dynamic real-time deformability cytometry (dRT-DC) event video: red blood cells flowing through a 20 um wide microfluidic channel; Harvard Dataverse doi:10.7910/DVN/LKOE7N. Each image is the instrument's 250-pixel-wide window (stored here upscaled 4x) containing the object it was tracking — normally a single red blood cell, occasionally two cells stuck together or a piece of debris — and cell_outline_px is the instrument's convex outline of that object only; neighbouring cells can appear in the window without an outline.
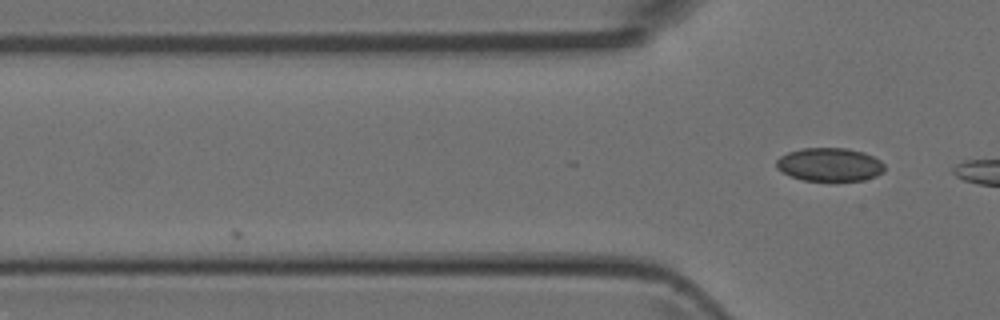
{"species": "Egyptian fruit bat (a non-hibernating species)", "species_latin": "Rousettus aegyptiacus", "temperature_condition": "room temperature", "stored_images_in_passage": 4, "camera_frame_rate_fps": 3000, "um_per_image_px": 0.085, "animal": {"sex": "female"}, "frame": {"image": 1, "passage_image": 4, "time_ms": 1.0, "image_size_px": [1000, 320], "cell_outline_px": [[884, 172], [876, 176], [864, 180], [836, 184], [804, 180], [792, 176], [776, 168], [776, 160], [780, 156], [788, 152], [804, 148], [848, 148], [864, 152], [880, 160], [884, 164]], "centroid_in_image_um": [70.55, 14.03], "position_along_channel_um": 55.2, "area_um2": 21.79}}